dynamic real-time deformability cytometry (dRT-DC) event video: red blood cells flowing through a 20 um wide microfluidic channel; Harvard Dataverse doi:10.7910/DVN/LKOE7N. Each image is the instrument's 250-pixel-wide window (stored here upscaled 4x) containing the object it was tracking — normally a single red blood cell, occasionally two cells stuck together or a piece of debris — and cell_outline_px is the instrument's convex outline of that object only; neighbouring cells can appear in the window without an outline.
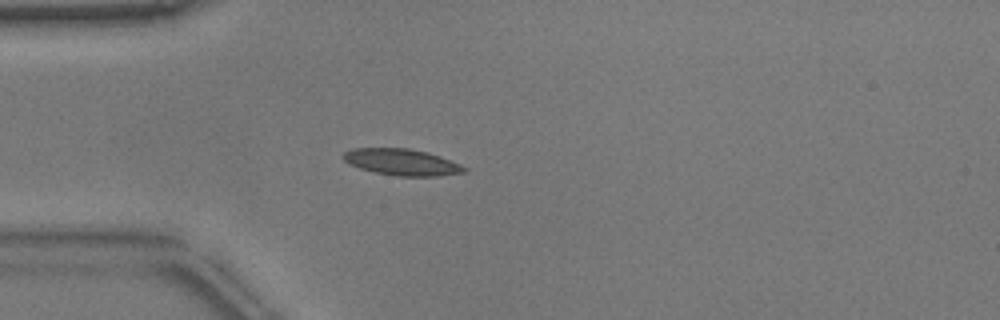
{"species": "common noctule bat (a hibernating species)", "species_latin": "Nyctalus noctula", "temperature_condition": "warm", "stored_images_in_passage": 52, "camera_frame_rate_fps": 3000, "um_per_image_px": 0.085, "animal": {"sex": "male", "body_mass_g": 17.9}, "frame": {"image": 1, "passage_image": 14, "time_ms": 4.333, "image_size_px": [1000, 320], "cell_outline_px": [[468, 168], [464, 172], [440, 176], [396, 176], [376, 172], [360, 168], [348, 164], [340, 156], [344, 152], [352, 148], [408, 148], [428, 152], [440, 156], [460, 164]], "centroid_in_image_um": [34.13, 13.77], "position_along_channel_um": 50.9, "area_um2": 18.73}}
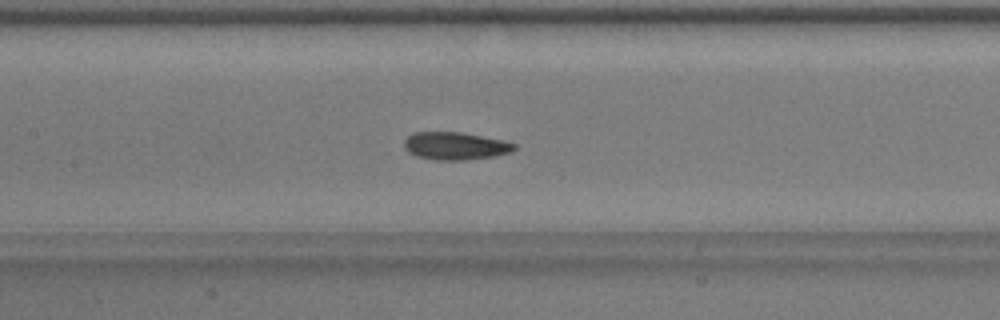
{"frame": {"image": 2, "passage_image": 24, "time_ms": 7.667, "image_size_px": [1000, 320], "cell_outline_px": [[516, 148], [512, 152], [492, 156], [464, 160], [436, 160], [416, 156], [408, 152], [404, 148], [404, 140], [412, 132], [460, 132], [504, 140], [516, 144]], "centroid_in_image_um": [38.68, 12.4], "position_along_channel_um": 168.7, "area_um2": 17.8}}
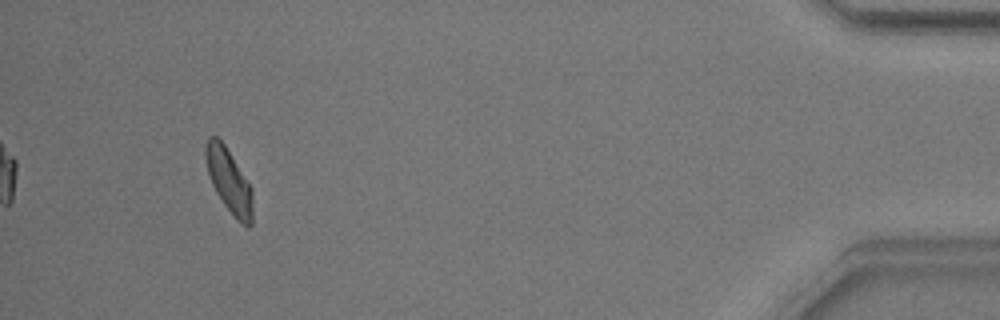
{"frame": {"image": 3, "passage_image": 49, "time_ms": 16.0, "image_size_px": [1000, 320], "cell_outline_px": [[252, 224], [248, 228], [240, 224], [236, 220], [224, 204], [216, 192], [212, 184], [208, 172], [204, 156], [204, 148], [208, 136], [216, 136], [224, 144], [252, 188]], "centroid_in_image_um": [19.46, 15.39], "position_along_channel_um": 415.7, "area_um2": 17.51}, "authors_computed_cell_mechanics": {"area_um2": 17.4845, "velocity_mm_per_s": 3.7984, "shape_relaxation_time_tau1_ms": 6.1891, "shape_relaxation_time_tau2_ms": 2.9975, "deformation_change_tau1": 0.1582, "deformation_change_tau2": 0.0878}}